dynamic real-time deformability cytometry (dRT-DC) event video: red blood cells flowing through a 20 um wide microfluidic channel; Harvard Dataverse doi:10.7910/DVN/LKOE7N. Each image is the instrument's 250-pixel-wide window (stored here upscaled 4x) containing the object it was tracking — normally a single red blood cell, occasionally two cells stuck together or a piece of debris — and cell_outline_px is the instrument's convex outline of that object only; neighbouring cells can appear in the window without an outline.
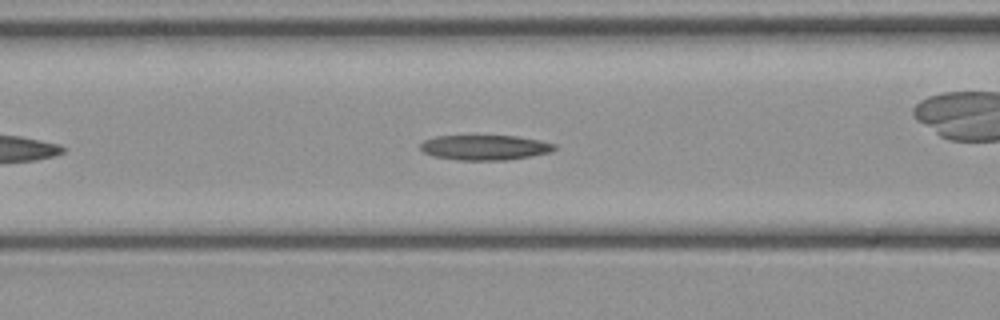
{"species": "common noctule bat (a hibernating species)", "species_latin": "Nyctalus noctula", "temperature_condition": "cold", "stored_images_in_passage": 30, "camera_frame_rate_fps": 3000, "um_per_image_px": 0.085, "animal": {"sex": "female", "body_mass_g": 21.9}, "frame": {"image": 1, "passage_image": 9, "time_ms": 2.667, "image_size_px": [1000, 320], "cell_outline_px": [[556, 148], [552, 152], [508, 160], [456, 160], [432, 156], [424, 152], [420, 148], [420, 144], [424, 140], [436, 136], [516, 136], [540, 140], [556, 144]], "centroid_in_image_um": [41.22, 12.54], "position_along_channel_um": 125.4, "area_um2": 19.65}}